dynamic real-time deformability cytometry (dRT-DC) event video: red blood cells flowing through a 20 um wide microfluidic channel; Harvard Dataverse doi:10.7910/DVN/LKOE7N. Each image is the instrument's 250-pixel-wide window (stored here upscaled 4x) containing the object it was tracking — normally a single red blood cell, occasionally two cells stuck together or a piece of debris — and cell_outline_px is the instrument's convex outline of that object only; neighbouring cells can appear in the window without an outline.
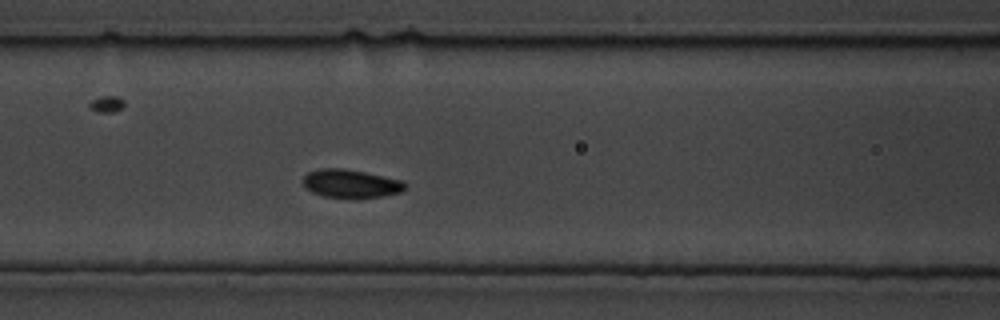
{"species": "common noctule bat (a hibernating species)", "species_latin": "Nyctalus noctula", "temperature_condition": "cold", "stored_images_in_passage": 8, "camera_frame_rate_fps": 3000, "um_per_image_px": 0.085, "animal": {"sex": "male", "body_mass_g": 19.5, "forearm_length_mm": 54.6}, "frame": {"image": 1, "passage_image": 8, "time_ms": 2.333, "image_size_px": [1000, 320], "cell_outline_px": [[408, 188], [400, 192], [384, 196], [324, 196], [312, 192], [304, 184], [304, 176], [308, 172], [320, 168], [344, 168], [404, 180], [408, 184]], "centroid_in_image_um": [29.88, 15.57], "position_along_channel_um": 136.7, "area_um2": 16.47}}